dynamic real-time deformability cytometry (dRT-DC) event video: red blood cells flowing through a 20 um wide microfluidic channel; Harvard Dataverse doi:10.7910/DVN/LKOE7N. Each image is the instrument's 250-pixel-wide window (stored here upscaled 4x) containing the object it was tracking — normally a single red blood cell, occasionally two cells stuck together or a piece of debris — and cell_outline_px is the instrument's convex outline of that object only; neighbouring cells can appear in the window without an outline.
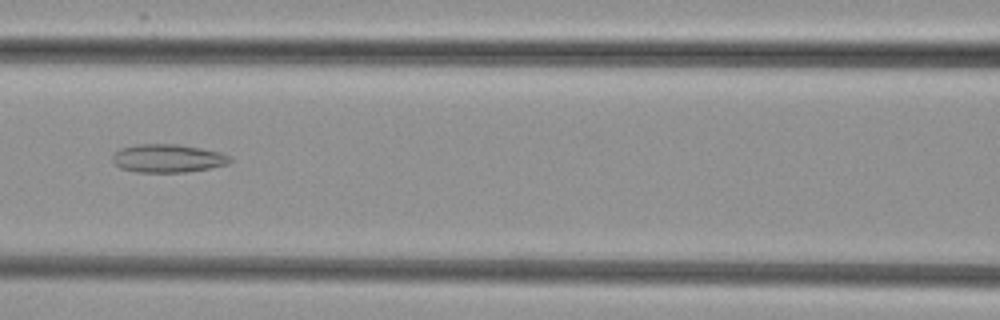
{"species": "common noctule bat (a hibernating species)", "species_latin": "Nyctalus noctula", "temperature_condition": "cold", "stored_images_in_passage": 37, "camera_frame_rate_fps": 3000, "um_per_image_px": 0.085, "animal": {"sex": "female", "body_mass_g": 29.2, "forearm_length_mm": 56.3}, "frame": {"image": 1, "passage_image": 8, "time_ms": 2.333, "image_size_px": [1000, 320], "cell_outline_px": [[232, 160], [228, 164], [188, 172], [136, 172], [120, 168], [112, 160], [112, 156], [120, 148], [136, 144], [180, 144], [220, 152], [232, 156]], "centroid_in_image_um": [14.27, 13.45], "position_along_channel_um": 152.3, "area_um2": 19.42}}
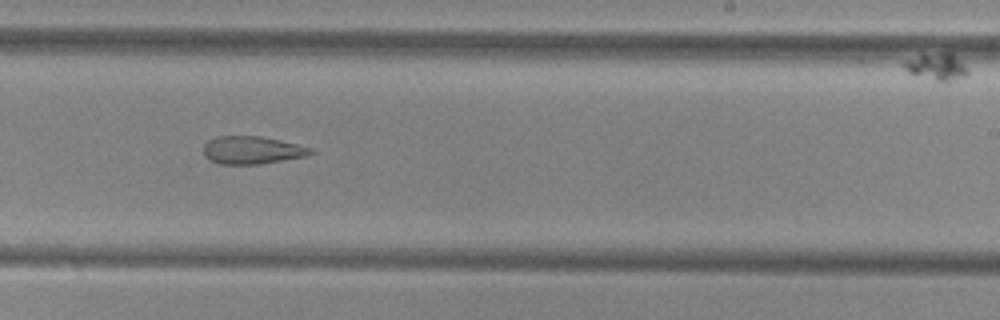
{"frame": {"image": 2, "passage_image": 17, "time_ms": 5.333, "image_size_px": [1000, 320], "cell_outline_px": [[316, 152], [308, 156], [260, 164], [220, 164], [204, 156], [204, 144], [208, 140], [216, 136], [260, 136], [296, 144], [312, 148]], "centroid_in_image_um": [21.44, 12.76], "position_along_channel_um": 267.6, "area_um2": 17.34}}
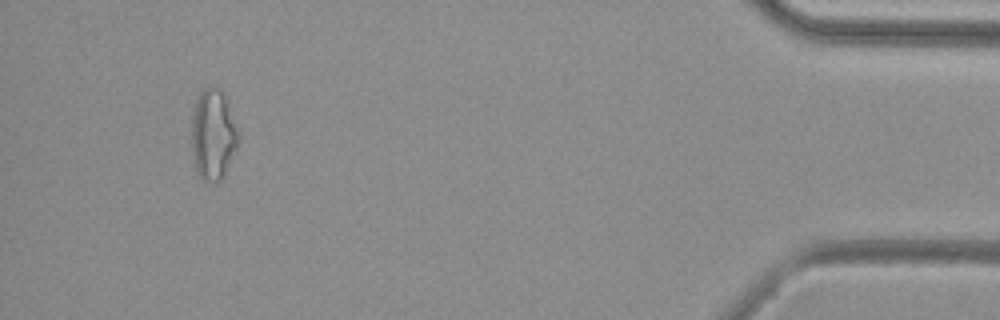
{"frame": {"image": 3, "passage_image": 34, "time_ms": 11.0, "image_size_px": [1000, 320], "cell_outline_px": [[240, 144], [224, 176], [220, 180], [204, 180], [196, 172], [192, 152], [192, 116], [196, 100], [200, 92], [204, 88], [216, 84], [220, 88], [224, 96], [240, 136]], "centroid_in_image_um": [18.13, 11.43], "position_along_channel_um": 417.1, "area_um2": 24.8}, "authors_computed_cell_mechanics": {"area_um2": 19.4208, "velocity_mm_per_s": 3.8439, "shape_relaxation_time_tau1_ms": null, "shape_relaxation_time_tau2_ms": 6.7155, "deformation_change_tau1": null, "deformation_change_tau2": 0.1781}}